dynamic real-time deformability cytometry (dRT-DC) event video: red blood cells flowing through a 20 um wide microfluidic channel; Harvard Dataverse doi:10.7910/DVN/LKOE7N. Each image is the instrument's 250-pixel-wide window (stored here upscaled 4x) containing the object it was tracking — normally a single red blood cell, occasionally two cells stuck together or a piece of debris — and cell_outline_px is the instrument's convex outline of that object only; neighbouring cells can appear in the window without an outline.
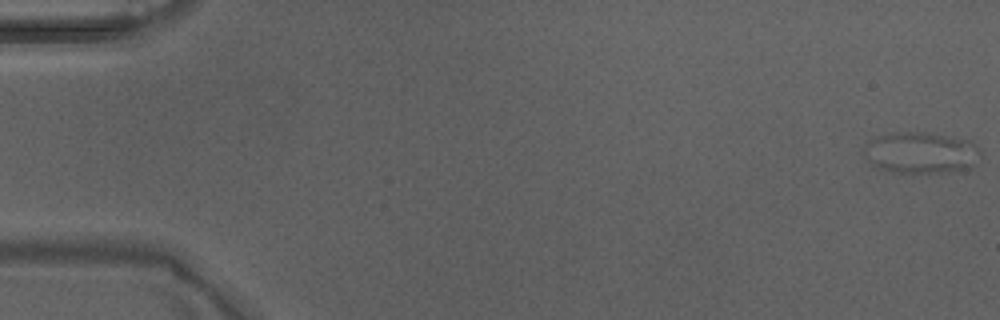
{"species": "Egyptian fruit bat (a non-hibernating species)", "species_latin": "Rousettus aegyptiacus", "temperature_condition": "warm", "stored_images_in_passage": 4, "camera_frame_rate_fps": 3000, "um_per_image_px": 0.085, "animal": {"sex": "male"}, "frame": {"image": 1, "passage_image": 1, "time_ms": 0.0, "image_size_px": [1000, 320], "cell_outline_px": [[980, 152], [972, 168], [948, 172], [892, 172], [880, 168], [868, 160], [860, 152], [864, 144], [876, 136], [892, 132], [924, 132], [972, 140], [976, 144]], "centroid_in_image_um": [78.24, 12.96], "position_along_channel_um": 6.8, "area_um2": 28.32}}